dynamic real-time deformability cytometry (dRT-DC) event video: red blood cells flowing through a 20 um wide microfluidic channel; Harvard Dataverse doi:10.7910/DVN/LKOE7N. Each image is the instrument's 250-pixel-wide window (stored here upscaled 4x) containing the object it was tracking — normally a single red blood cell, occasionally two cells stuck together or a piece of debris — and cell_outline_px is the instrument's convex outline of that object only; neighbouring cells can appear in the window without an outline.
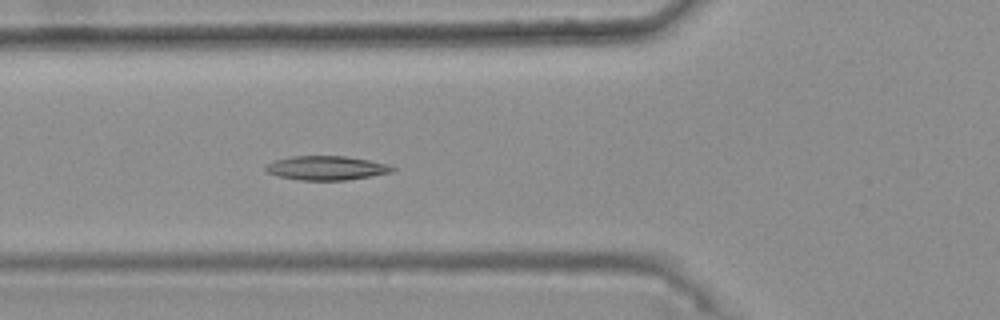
{"species": "common noctule bat (a hibernating species)", "species_latin": "Nyctalus noctula", "temperature_condition": "warm", "stored_images_in_passage": 32, "camera_frame_rate_fps": 3000, "um_per_image_px": 0.085, "animal": {"sex": "female", "body_mass_g": 25.1}, "frame": {"image": 1, "passage_image": 5, "time_ms": 1.333, "image_size_px": [1000, 320], "cell_outline_px": [[396, 168], [392, 172], [348, 180], [300, 180], [276, 176], [268, 172], [264, 168], [268, 164], [276, 160], [292, 156], [348, 156], [388, 164]], "centroid_in_image_um": [27.76, 14.28], "position_along_channel_um": 98.0, "area_um2": 17.74}, "authors_computed_cell_mechanics": {"area_um2": 16.9354, "velocity_mm_per_s": 3.7237, "shape_relaxation_time_tau1_ms": null, "shape_relaxation_time_tau2_ms": 10.3907, "deformation_change_tau1": null, "deformation_change_tau2": 0.1709}}